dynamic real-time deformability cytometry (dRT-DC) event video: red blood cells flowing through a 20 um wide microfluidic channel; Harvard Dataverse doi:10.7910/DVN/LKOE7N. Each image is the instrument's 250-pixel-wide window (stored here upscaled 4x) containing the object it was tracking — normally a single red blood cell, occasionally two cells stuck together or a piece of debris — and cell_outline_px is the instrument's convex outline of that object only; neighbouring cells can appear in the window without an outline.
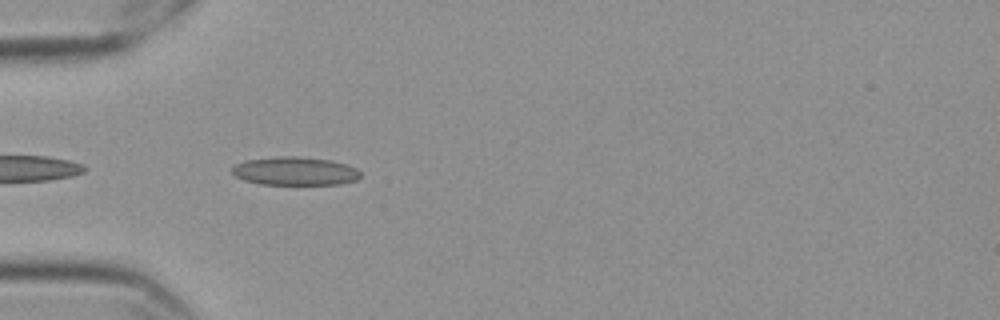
{"species": "Egyptian fruit bat (a non-hibernating species)", "species_latin": "Rousettus aegyptiacus", "temperature_condition": "cold", "stored_images_in_passage": 41, "camera_frame_rate_fps": 3000, "um_per_image_px": 0.085, "frame": {"image": 1, "passage_image": 2, "time_ms": 0.333, "image_size_px": [1000, 320], "cell_outline_px": [[360, 176], [356, 180], [340, 184], [260, 184], [244, 180], [236, 176], [232, 172], [232, 168], [236, 164], [248, 160], [280, 156], [296, 156], [328, 160], [344, 164], [356, 168], [360, 172]], "centroid_in_image_um": [25.07, 14.55], "position_along_channel_um": 59.9, "area_um2": 20.92}}
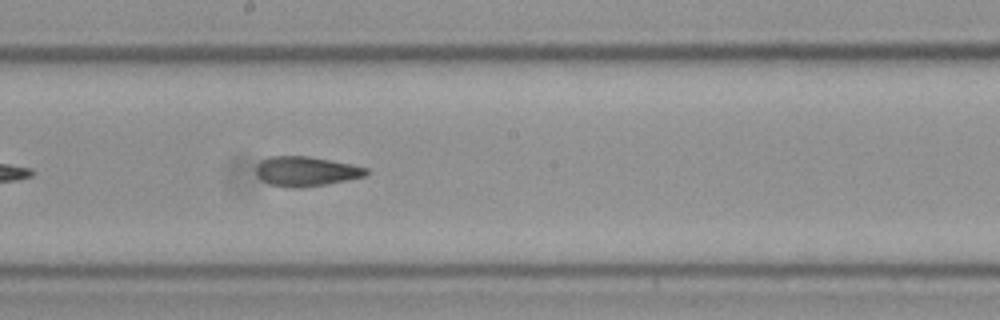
{"frame": {"image": 2, "passage_image": 16, "time_ms": 5.0, "image_size_px": [1000, 320], "cell_outline_px": [[368, 172], [364, 176], [348, 180], [324, 184], [296, 188], [288, 188], [268, 184], [256, 172], [256, 164], [260, 160], [268, 156], [308, 156], [352, 164], [368, 168]], "centroid_in_image_um": [25.99, 14.55], "position_along_channel_um": 222.2, "area_um2": 19.02}}
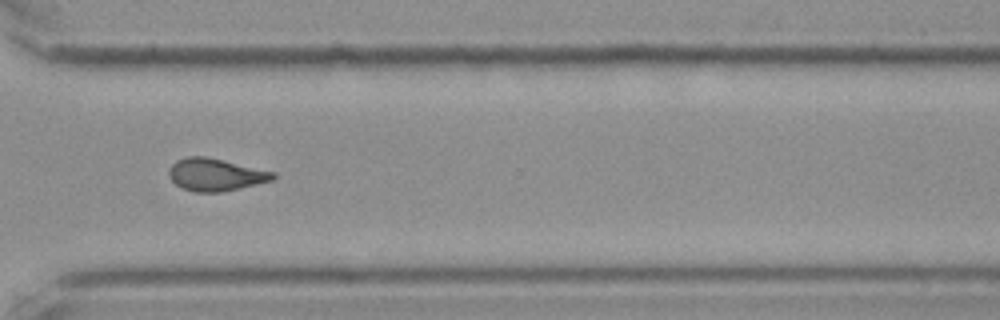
{"frame": {"image": 3, "passage_image": 27, "time_ms": 8.667, "image_size_px": [1000, 320], "cell_outline_px": [[276, 176], [272, 180], [240, 188], [220, 192], [196, 192], [180, 188], [168, 176], [168, 172], [172, 164], [176, 160], [188, 156], [204, 156], [276, 172]], "centroid_in_image_um": [18.3, 14.85], "position_along_channel_um": 352.3, "area_um2": 19.59}, "authors_computed_cell_mechanics": {"area_um2": 19.2474, "velocity_mm_per_s": 3.5498, "shape_relaxation_time_tau1_ms": null, "shape_relaxation_time_tau2_ms": 2.6651, "deformation_change_tau1": null, "deformation_change_tau2": 0.0937}}